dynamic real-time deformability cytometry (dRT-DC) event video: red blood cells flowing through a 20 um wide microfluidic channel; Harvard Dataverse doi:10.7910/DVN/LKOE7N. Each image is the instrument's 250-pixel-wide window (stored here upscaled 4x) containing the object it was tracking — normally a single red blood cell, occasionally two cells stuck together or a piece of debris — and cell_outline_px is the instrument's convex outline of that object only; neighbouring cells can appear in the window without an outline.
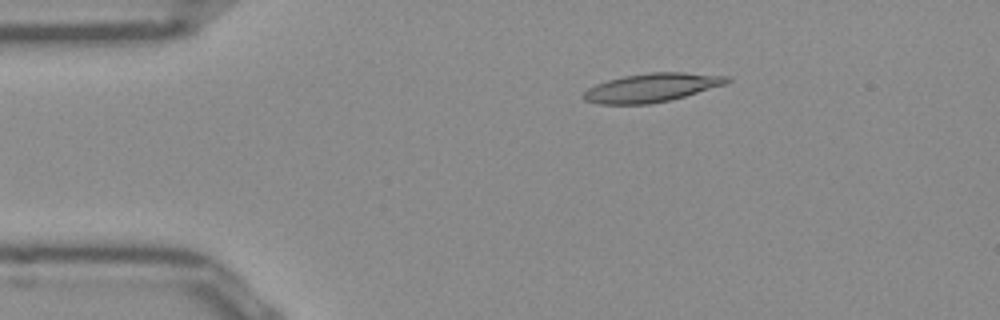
{"species": "Egyptian fruit bat (a non-hibernating species)", "species_latin": "Rousettus aegyptiacus", "temperature_condition": "room temperature", "stored_images_in_passage": 47, "camera_frame_rate_fps": 3000, "um_per_image_px": 0.085, "frame": {"image": 1, "passage_image": 5, "time_ms": 1.333, "image_size_px": [1000, 320], "cell_outline_px": [[732, 80], [724, 84], [672, 100], [652, 104], [600, 104], [584, 100], [580, 96], [588, 88], [596, 84], [608, 80], [624, 76], [648, 72], [684, 72], [728, 76]], "centroid_in_image_um": [55.36, 7.45], "position_along_channel_um": 29.6, "area_um2": 23.99}}
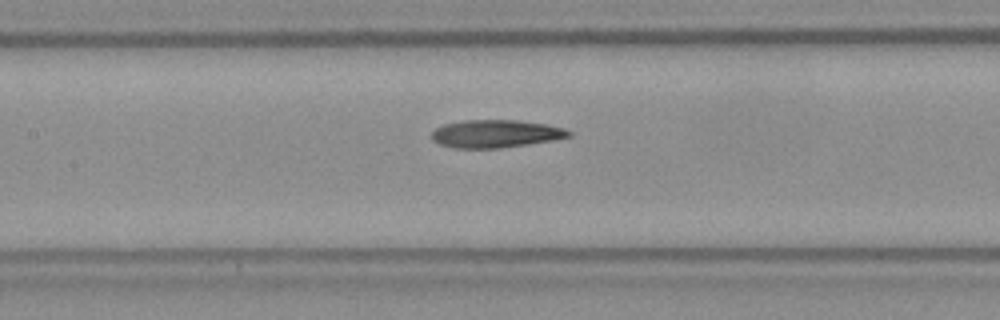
{"frame": {"image": 2, "passage_image": 19, "time_ms": 6.0, "image_size_px": [1000, 320], "cell_outline_px": [[572, 136], [552, 140], [528, 144], [500, 148], [452, 148], [440, 144], [432, 140], [432, 132], [436, 128], [444, 124], [464, 120], [520, 120], [548, 124], [564, 128], [572, 132]], "centroid_in_image_um": [42.15, 11.36], "position_along_channel_um": 165.3, "area_um2": 22.31}}
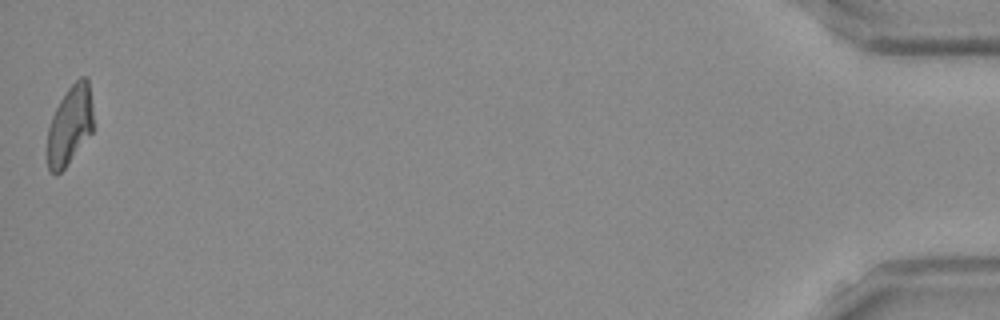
{"frame": {"image": 3, "passage_image": 47, "time_ms": 15.333, "image_size_px": [1000, 320], "cell_outline_px": [[92, 132], [64, 168], [56, 176], [48, 168], [48, 128], [52, 116], [60, 100], [68, 88], [80, 76], [88, 76], [92, 108]], "centroid_in_image_um": [5.94, 10.62], "position_along_channel_um": 429.3, "area_um2": 20.87}, "authors_computed_cell_mechanics": {"area_um2": 22.4842, "velocity_mm_per_s": 3.9111, "shape_relaxation_time_tau1_ms": null, "shape_relaxation_time_tau2_ms": 3.784, "deformation_change_tau1": null, "deformation_change_tau2": 0.1244}}